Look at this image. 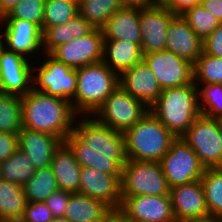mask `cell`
<instances>
[{
	"instance_id": "8d00e7d4",
	"label": "cell",
	"mask_w": 222,
	"mask_h": 222,
	"mask_svg": "<svg viewBox=\"0 0 222 222\" xmlns=\"http://www.w3.org/2000/svg\"><path fill=\"white\" fill-rule=\"evenodd\" d=\"M45 0H21L1 19H21L37 24L42 30Z\"/></svg>"
},
{
	"instance_id": "277c9868",
	"label": "cell",
	"mask_w": 222,
	"mask_h": 222,
	"mask_svg": "<svg viewBox=\"0 0 222 222\" xmlns=\"http://www.w3.org/2000/svg\"><path fill=\"white\" fill-rule=\"evenodd\" d=\"M128 160L160 162L177 138L150 111L124 132Z\"/></svg>"
},
{
	"instance_id": "5bb4252c",
	"label": "cell",
	"mask_w": 222,
	"mask_h": 222,
	"mask_svg": "<svg viewBox=\"0 0 222 222\" xmlns=\"http://www.w3.org/2000/svg\"><path fill=\"white\" fill-rule=\"evenodd\" d=\"M176 15L163 5L140 8L143 55L166 50L168 26Z\"/></svg>"
},
{
	"instance_id": "7402d4cb",
	"label": "cell",
	"mask_w": 222,
	"mask_h": 222,
	"mask_svg": "<svg viewBox=\"0 0 222 222\" xmlns=\"http://www.w3.org/2000/svg\"><path fill=\"white\" fill-rule=\"evenodd\" d=\"M104 40H126L141 46L140 8L123 6L102 28Z\"/></svg>"
},
{
	"instance_id": "74e56055",
	"label": "cell",
	"mask_w": 222,
	"mask_h": 222,
	"mask_svg": "<svg viewBox=\"0 0 222 222\" xmlns=\"http://www.w3.org/2000/svg\"><path fill=\"white\" fill-rule=\"evenodd\" d=\"M52 219L53 214L44 202H27L19 222H49Z\"/></svg>"
},
{
	"instance_id": "8992f818",
	"label": "cell",
	"mask_w": 222,
	"mask_h": 222,
	"mask_svg": "<svg viewBox=\"0 0 222 222\" xmlns=\"http://www.w3.org/2000/svg\"><path fill=\"white\" fill-rule=\"evenodd\" d=\"M121 199L128 196L170 195L160 162L128 160L121 174Z\"/></svg>"
},
{
	"instance_id": "9a60e30c",
	"label": "cell",
	"mask_w": 222,
	"mask_h": 222,
	"mask_svg": "<svg viewBox=\"0 0 222 222\" xmlns=\"http://www.w3.org/2000/svg\"><path fill=\"white\" fill-rule=\"evenodd\" d=\"M120 180L121 174H106L94 168L81 167L79 193L119 210L122 204Z\"/></svg>"
},
{
	"instance_id": "5b68a950",
	"label": "cell",
	"mask_w": 222,
	"mask_h": 222,
	"mask_svg": "<svg viewBox=\"0 0 222 222\" xmlns=\"http://www.w3.org/2000/svg\"><path fill=\"white\" fill-rule=\"evenodd\" d=\"M77 87L71 102L78 116H92L119 86V75L103 62L76 69Z\"/></svg>"
},
{
	"instance_id": "4fadbf2b",
	"label": "cell",
	"mask_w": 222,
	"mask_h": 222,
	"mask_svg": "<svg viewBox=\"0 0 222 222\" xmlns=\"http://www.w3.org/2000/svg\"><path fill=\"white\" fill-rule=\"evenodd\" d=\"M24 56L8 50L0 56V91L24 96L33 89V66Z\"/></svg>"
},
{
	"instance_id": "7a4b0ae2",
	"label": "cell",
	"mask_w": 222,
	"mask_h": 222,
	"mask_svg": "<svg viewBox=\"0 0 222 222\" xmlns=\"http://www.w3.org/2000/svg\"><path fill=\"white\" fill-rule=\"evenodd\" d=\"M77 117L71 102L65 99L34 89L22 96V128L48 133L64 142Z\"/></svg>"
},
{
	"instance_id": "8fae6325",
	"label": "cell",
	"mask_w": 222,
	"mask_h": 222,
	"mask_svg": "<svg viewBox=\"0 0 222 222\" xmlns=\"http://www.w3.org/2000/svg\"><path fill=\"white\" fill-rule=\"evenodd\" d=\"M104 34L103 30L94 28L80 39H74L55 48L50 55L57 61L77 69L93 65L103 60Z\"/></svg>"
},
{
	"instance_id": "816d5d0a",
	"label": "cell",
	"mask_w": 222,
	"mask_h": 222,
	"mask_svg": "<svg viewBox=\"0 0 222 222\" xmlns=\"http://www.w3.org/2000/svg\"><path fill=\"white\" fill-rule=\"evenodd\" d=\"M157 5H163L167 0H153Z\"/></svg>"
},
{
	"instance_id": "f35d334b",
	"label": "cell",
	"mask_w": 222,
	"mask_h": 222,
	"mask_svg": "<svg viewBox=\"0 0 222 222\" xmlns=\"http://www.w3.org/2000/svg\"><path fill=\"white\" fill-rule=\"evenodd\" d=\"M71 194V192L58 189L43 201L52 212L53 218L64 217Z\"/></svg>"
},
{
	"instance_id": "7c38bea8",
	"label": "cell",
	"mask_w": 222,
	"mask_h": 222,
	"mask_svg": "<svg viewBox=\"0 0 222 222\" xmlns=\"http://www.w3.org/2000/svg\"><path fill=\"white\" fill-rule=\"evenodd\" d=\"M162 89L182 87L193 82V64L168 50L143 55Z\"/></svg>"
},
{
	"instance_id": "bcb514c9",
	"label": "cell",
	"mask_w": 222,
	"mask_h": 222,
	"mask_svg": "<svg viewBox=\"0 0 222 222\" xmlns=\"http://www.w3.org/2000/svg\"><path fill=\"white\" fill-rule=\"evenodd\" d=\"M105 222H131L120 210H114Z\"/></svg>"
},
{
	"instance_id": "1f68e13d",
	"label": "cell",
	"mask_w": 222,
	"mask_h": 222,
	"mask_svg": "<svg viewBox=\"0 0 222 222\" xmlns=\"http://www.w3.org/2000/svg\"><path fill=\"white\" fill-rule=\"evenodd\" d=\"M200 181L209 216L222 218V167L205 168Z\"/></svg>"
},
{
	"instance_id": "484cf974",
	"label": "cell",
	"mask_w": 222,
	"mask_h": 222,
	"mask_svg": "<svg viewBox=\"0 0 222 222\" xmlns=\"http://www.w3.org/2000/svg\"><path fill=\"white\" fill-rule=\"evenodd\" d=\"M94 28L78 13L67 23L42 30L43 54H50L58 46L80 39Z\"/></svg>"
},
{
	"instance_id": "681fc988",
	"label": "cell",
	"mask_w": 222,
	"mask_h": 222,
	"mask_svg": "<svg viewBox=\"0 0 222 222\" xmlns=\"http://www.w3.org/2000/svg\"><path fill=\"white\" fill-rule=\"evenodd\" d=\"M49 222H71V221L66 219L65 217H60V218H53Z\"/></svg>"
},
{
	"instance_id": "ab89813d",
	"label": "cell",
	"mask_w": 222,
	"mask_h": 222,
	"mask_svg": "<svg viewBox=\"0 0 222 222\" xmlns=\"http://www.w3.org/2000/svg\"><path fill=\"white\" fill-rule=\"evenodd\" d=\"M203 52L210 56L222 57V23L203 41Z\"/></svg>"
},
{
	"instance_id": "7bdbcfd3",
	"label": "cell",
	"mask_w": 222,
	"mask_h": 222,
	"mask_svg": "<svg viewBox=\"0 0 222 222\" xmlns=\"http://www.w3.org/2000/svg\"><path fill=\"white\" fill-rule=\"evenodd\" d=\"M201 5L222 23V0H202Z\"/></svg>"
},
{
	"instance_id": "f5cc1de1",
	"label": "cell",
	"mask_w": 222,
	"mask_h": 222,
	"mask_svg": "<svg viewBox=\"0 0 222 222\" xmlns=\"http://www.w3.org/2000/svg\"><path fill=\"white\" fill-rule=\"evenodd\" d=\"M202 0H193V7L195 5L201 4Z\"/></svg>"
},
{
	"instance_id": "d6a6232c",
	"label": "cell",
	"mask_w": 222,
	"mask_h": 222,
	"mask_svg": "<svg viewBox=\"0 0 222 222\" xmlns=\"http://www.w3.org/2000/svg\"><path fill=\"white\" fill-rule=\"evenodd\" d=\"M78 13V0H45L42 30L67 23Z\"/></svg>"
},
{
	"instance_id": "d4e9b609",
	"label": "cell",
	"mask_w": 222,
	"mask_h": 222,
	"mask_svg": "<svg viewBox=\"0 0 222 222\" xmlns=\"http://www.w3.org/2000/svg\"><path fill=\"white\" fill-rule=\"evenodd\" d=\"M114 210L101 200L72 193L64 217L71 222H105Z\"/></svg>"
},
{
	"instance_id": "ffe728a7",
	"label": "cell",
	"mask_w": 222,
	"mask_h": 222,
	"mask_svg": "<svg viewBox=\"0 0 222 222\" xmlns=\"http://www.w3.org/2000/svg\"><path fill=\"white\" fill-rule=\"evenodd\" d=\"M166 50L194 64L203 53V41L181 15H176L168 26Z\"/></svg>"
},
{
	"instance_id": "d6986e66",
	"label": "cell",
	"mask_w": 222,
	"mask_h": 222,
	"mask_svg": "<svg viewBox=\"0 0 222 222\" xmlns=\"http://www.w3.org/2000/svg\"><path fill=\"white\" fill-rule=\"evenodd\" d=\"M119 85L149 108L163 90L151 68L144 61L123 71L119 75Z\"/></svg>"
},
{
	"instance_id": "ee69618b",
	"label": "cell",
	"mask_w": 222,
	"mask_h": 222,
	"mask_svg": "<svg viewBox=\"0 0 222 222\" xmlns=\"http://www.w3.org/2000/svg\"><path fill=\"white\" fill-rule=\"evenodd\" d=\"M122 4L138 8H151L157 5L153 0H122Z\"/></svg>"
},
{
	"instance_id": "83f0119b",
	"label": "cell",
	"mask_w": 222,
	"mask_h": 222,
	"mask_svg": "<svg viewBox=\"0 0 222 222\" xmlns=\"http://www.w3.org/2000/svg\"><path fill=\"white\" fill-rule=\"evenodd\" d=\"M30 159L18 148L9 158L0 163V179L23 186L35 174Z\"/></svg>"
},
{
	"instance_id": "60d3db41",
	"label": "cell",
	"mask_w": 222,
	"mask_h": 222,
	"mask_svg": "<svg viewBox=\"0 0 222 222\" xmlns=\"http://www.w3.org/2000/svg\"><path fill=\"white\" fill-rule=\"evenodd\" d=\"M19 148L18 134L0 132V163Z\"/></svg>"
},
{
	"instance_id": "d590c367",
	"label": "cell",
	"mask_w": 222,
	"mask_h": 222,
	"mask_svg": "<svg viewBox=\"0 0 222 222\" xmlns=\"http://www.w3.org/2000/svg\"><path fill=\"white\" fill-rule=\"evenodd\" d=\"M198 88L201 115L222 120V84H203Z\"/></svg>"
},
{
	"instance_id": "3957f363",
	"label": "cell",
	"mask_w": 222,
	"mask_h": 222,
	"mask_svg": "<svg viewBox=\"0 0 222 222\" xmlns=\"http://www.w3.org/2000/svg\"><path fill=\"white\" fill-rule=\"evenodd\" d=\"M149 111L179 138L201 114L198 87L192 82L182 87L163 89Z\"/></svg>"
},
{
	"instance_id": "b9f144b4",
	"label": "cell",
	"mask_w": 222,
	"mask_h": 222,
	"mask_svg": "<svg viewBox=\"0 0 222 222\" xmlns=\"http://www.w3.org/2000/svg\"><path fill=\"white\" fill-rule=\"evenodd\" d=\"M163 6L167 7L175 15H182L193 7V0H167Z\"/></svg>"
},
{
	"instance_id": "836d02e7",
	"label": "cell",
	"mask_w": 222,
	"mask_h": 222,
	"mask_svg": "<svg viewBox=\"0 0 222 222\" xmlns=\"http://www.w3.org/2000/svg\"><path fill=\"white\" fill-rule=\"evenodd\" d=\"M199 80L201 84H222V57L203 52L193 64V82L198 88Z\"/></svg>"
},
{
	"instance_id": "db71d44e",
	"label": "cell",
	"mask_w": 222,
	"mask_h": 222,
	"mask_svg": "<svg viewBox=\"0 0 222 222\" xmlns=\"http://www.w3.org/2000/svg\"><path fill=\"white\" fill-rule=\"evenodd\" d=\"M131 222H150V221H147V220H130Z\"/></svg>"
},
{
	"instance_id": "4316f807",
	"label": "cell",
	"mask_w": 222,
	"mask_h": 222,
	"mask_svg": "<svg viewBox=\"0 0 222 222\" xmlns=\"http://www.w3.org/2000/svg\"><path fill=\"white\" fill-rule=\"evenodd\" d=\"M27 204L23 186L0 179V221L19 222Z\"/></svg>"
},
{
	"instance_id": "cb8c5ba5",
	"label": "cell",
	"mask_w": 222,
	"mask_h": 222,
	"mask_svg": "<svg viewBox=\"0 0 222 222\" xmlns=\"http://www.w3.org/2000/svg\"><path fill=\"white\" fill-rule=\"evenodd\" d=\"M141 61L143 52L138 44L126 40H104L102 62L118 75Z\"/></svg>"
},
{
	"instance_id": "52a82bcc",
	"label": "cell",
	"mask_w": 222,
	"mask_h": 222,
	"mask_svg": "<svg viewBox=\"0 0 222 222\" xmlns=\"http://www.w3.org/2000/svg\"><path fill=\"white\" fill-rule=\"evenodd\" d=\"M148 112L149 107L144 102L119 85L92 116L101 124L124 133Z\"/></svg>"
},
{
	"instance_id": "f907efd6",
	"label": "cell",
	"mask_w": 222,
	"mask_h": 222,
	"mask_svg": "<svg viewBox=\"0 0 222 222\" xmlns=\"http://www.w3.org/2000/svg\"><path fill=\"white\" fill-rule=\"evenodd\" d=\"M219 139L222 144V120H219Z\"/></svg>"
},
{
	"instance_id": "ac0fdd59",
	"label": "cell",
	"mask_w": 222,
	"mask_h": 222,
	"mask_svg": "<svg viewBox=\"0 0 222 222\" xmlns=\"http://www.w3.org/2000/svg\"><path fill=\"white\" fill-rule=\"evenodd\" d=\"M169 194L176 222L209 216L200 180L170 188Z\"/></svg>"
},
{
	"instance_id": "f6af8a7d",
	"label": "cell",
	"mask_w": 222,
	"mask_h": 222,
	"mask_svg": "<svg viewBox=\"0 0 222 222\" xmlns=\"http://www.w3.org/2000/svg\"><path fill=\"white\" fill-rule=\"evenodd\" d=\"M21 0H0V19L7 15Z\"/></svg>"
},
{
	"instance_id": "44dd1931",
	"label": "cell",
	"mask_w": 222,
	"mask_h": 222,
	"mask_svg": "<svg viewBox=\"0 0 222 222\" xmlns=\"http://www.w3.org/2000/svg\"><path fill=\"white\" fill-rule=\"evenodd\" d=\"M18 136L19 148L24 151L36 170L51 166L54 152L63 142L57 136L26 128H21Z\"/></svg>"
},
{
	"instance_id": "4dcf8cb0",
	"label": "cell",
	"mask_w": 222,
	"mask_h": 222,
	"mask_svg": "<svg viewBox=\"0 0 222 222\" xmlns=\"http://www.w3.org/2000/svg\"><path fill=\"white\" fill-rule=\"evenodd\" d=\"M22 128V96L0 91V132L18 134Z\"/></svg>"
},
{
	"instance_id": "ba28073f",
	"label": "cell",
	"mask_w": 222,
	"mask_h": 222,
	"mask_svg": "<svg viewBox=\"0 0 222 222\" xmlns=\"http://www.w3.org/2000/svg\"><path fill=\"white\" fill-rule=\"evenodd\" d=\"M160 165L170 188L200 180L205 170L194 150L181 137L171 143Z\"/></svg>"
},
{
	"instance_id": "c3c4849f",
	"label": "cell",
	"mask_w": 222,
	"mask_h": 222,
	"mask_svg": "<svg viewBox=\"0 0 222 222\" xmlns=\"http://www.w3.org/2000/svg\"><path fill=\"white\" fill-rule=\"evenodd\" d=\"M0 56L2 55L3 51L6 49V40L4 33L0 32Z\"/></svg>"
},
{
	"instance_id": "2e32d148",
	"label": "cell",
	"mask_w": 222,
	"mask_h": 222,
	"mask_svg": "<svg viewBox=\"0 0 222 222\" xmlns=\"http://www.w3.org/2000/svg\"><path fill=\"white\" fill-rule=\"evenodd\" d=\"M130 220L150 222H176L170 195L128 196L119 209Z\"/></svg>"
},
{
	"instance_id": "f1b7e54d",
	"label": "cell",
	"mask_w": 222,
	"mask_h": 222,
	"mask_svg": "<svg viewBox=\"0 0 222 222\" xmlns=\"http://www.w3.org/2000/svg\"><path fill=\"white\" fill-rule=\"evenodd\" d=\"M122 0H79V14L93 27L102 29L109 17L122 8Z\"/></svg>"
},
{
	"instance_id": "30bf717a",
	"label": "cell",
	"mask_w": 222,
	"mask_h": 222,
	"mask_svg": "<svg viewBox=\"0 0 222 222\" xmlns=\"http://www.w3.org/2000/svg\"><path fill=\"white\" fill-rule=\"evenodd\" d=\"M181 138L194 150L205 168L222 167L219 119L200 114Z\"/></svg>"
},
{
	"instance_id": "7dc6e473",
	"label": "cell",
	"mask_w": 222,
	"mask_h": 222,
	"mask_svg": "<svg viewBox=\"0 0 222 222\" xmlns=\"http://www.w3.org/2000/svg\"><path fill=\"white\" fill-rule=\"evenodd\" d=\"M182 222H222V218L215 216H206L204 218L189 219Z\"/></svg>"
},
{
	"instance_id": "6da1fadb",
	"label": "cell",
	"mask_w": 222,
	"mask_h": 222,
	"mask_svg": "<svg viewBox=\"0 0 222 222\" xmlns=\"http://www.w3.org/2000/svg\"><path fill=\"white\" fill-rule=\"evenodd\" d=\"M91 117L78 116L80 120H75L72 133L64 142L81 167L94 168L106 174H122L127 161L124 133Z\"/></svg>"
},
{
	"instance_id": "e0dca14e",
	"label": "cell",
	"mask_w": 222,
	"mask_h": 222,
	"mask_svg": "<svg viewBox=\"0 0 222 222\" xmlns=\"http://www.w3.org/2000/svg\"><path fill=\"white\" fill-rule=\"evenodd\" d=\"M0 26H4L2 32L8 50L30 60L32 54L34 57L43 49L42 30L37 24L21 19H0Z\"/></svg>"
},
{
	"instance_id": "603a6c76",
	"label": "cell",
	"mask_w": 222,
	"mask_h": 222,
	"mask_svg": "<svg viewBox=\"0 0 222 222\" xmlns=\"http://www.w3.org/2000/svg\"><path fill=\"white\" fill-rule=\"evenodd\" d=\"M51 167L59 189L79 193L81 166L65 142L54 152Z\"/></svg>"
},
{
	"instance_id": "9c48e42d",
	"label": "cell",
	"mask_w": 222,
	"mask_h": 222,
	"mask_svg": "<svg viewBox=\"0 0 222 222\" xmlns=\"http://www.w3.org/2000/svg\"><path fill=\"white\" fill-rule=\"evenodd\" d=\"M41 55H46L43 56L46 60L41 66H33V72L37 70L33 73V89L72 102L77 87L76 69L57 61L50 54Z\"/></svg>"
},
{
	"instance_id": "e575fe53",
	"label": "cell",
	"mask_w": 222,
	"mask_h": 222,
	"mask_svg": "<svg viewBox=\"0 0 222 222\" xmlns=\"http://www.w3.org/2000/svg\"><path fill=\"white\" fill-rule=\"evenodd\" d=\"M189 27L204 41L220 25V22L213 17L201 4L195 5L181 15Z\"/></svg>"
},
{
	"instance_id": "f546056e",
	"label": "cell",
	"mask_w": 222,
	"mask_h": 222,
	"mask_svg": "<svg viewBox=\"0 0 222 222\" xmlns=\"http://www.w3.org/2000/svg\"><path fill=\"white\" fill-rule=\"evenodd\" d=\"M58 189L57 180L51 166L37 169L34 176L23 185L27 202H43Z\"/></svg>"
}]
</instances>
